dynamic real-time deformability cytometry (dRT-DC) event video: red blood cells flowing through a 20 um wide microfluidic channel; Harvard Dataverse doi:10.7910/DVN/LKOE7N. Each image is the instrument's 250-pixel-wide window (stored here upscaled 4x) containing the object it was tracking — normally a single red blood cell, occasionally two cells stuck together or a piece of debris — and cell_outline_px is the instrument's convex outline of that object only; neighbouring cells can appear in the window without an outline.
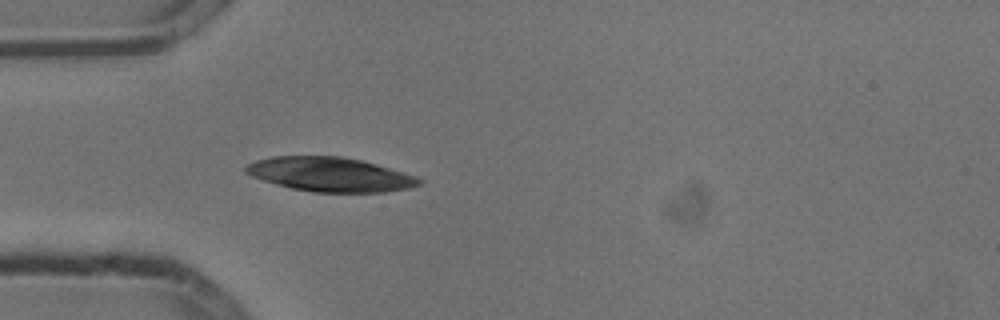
{"species": "common noctule bat (a hibernating species)", "species_latin": "Nyctalus noctula", "temperature_condition": "cold", "stored_images_in_passage": 5, "camera_frame_rate_fps": 3000, "um_per_image_px": 0.085, "animal": {"sex": "male", "body_mass_g": 13.3}, "frame": {"image": 1, "passage_image": 5, "time_ms": 1.333, "image_size_px": [1000, 320], "cell_outline_px": [[424, 180], [420, 184], [408, 188], [384, 192], [312, 192], [292, 188], [276, 184], [252, 176], [244, 172], [244, 168], [248, 164], [256, 160], [272, 156], [344, 156], [376, 164], [416, 176]], "centroid_in_image_um": [28.05, 14.82], "position_along_channel_um": 56.9, "area_um2": 34.45}}